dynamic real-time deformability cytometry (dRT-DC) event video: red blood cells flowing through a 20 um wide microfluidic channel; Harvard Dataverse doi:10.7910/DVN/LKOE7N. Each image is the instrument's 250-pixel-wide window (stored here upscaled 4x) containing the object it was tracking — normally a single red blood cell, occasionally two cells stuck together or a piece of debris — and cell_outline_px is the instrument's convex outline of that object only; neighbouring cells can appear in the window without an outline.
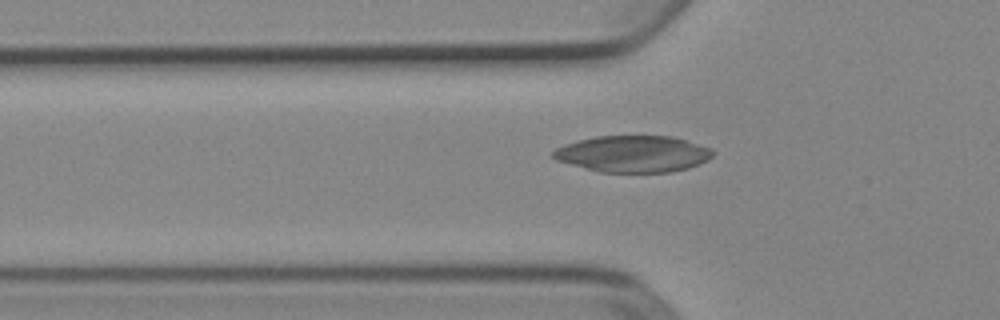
{"species": "Egyptian fruit bat (a non-hibernating species)", "species_latin": "Rousettus aegyptiacus", "temperature_condition": "cold", "stored_images_in_passage": 38, "camera_frame_rate_fps": 3000, "um_per_image_px": 0.085, "animal": {"sex": "female"}, "frame": {"image": 1, "passage_image": 4, "time_ms": 1.0, "image_size_px": [1000, 320], "cell_outline_px": [[716, 152], [708, 160], [700, 164], [688, 168], [672, 172], [600, 172], [556, 160], [552, 156], [552, 152], [556, 148], [564, 144], [596, 136], [672, 136], [712, 148]], "centroid_in_image_um": [53.85, 13.08], "position_along_channel_um": 72.0, "area_um2": 34.04}}
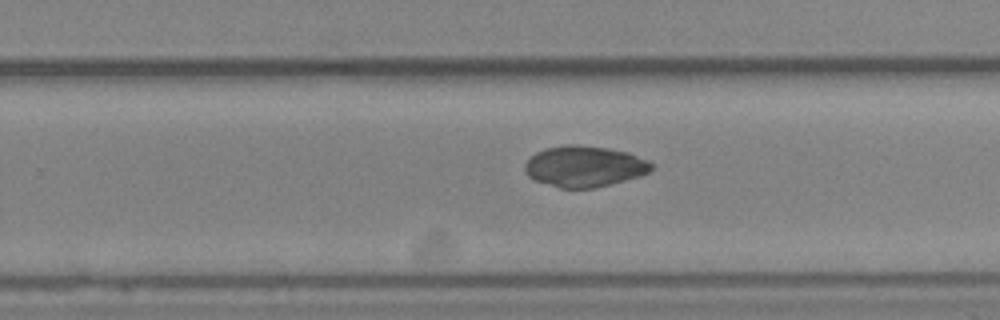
{"frame": {"image": 2, "passage_image": 20, "time_ms": 6.333, "image_size_px": [1000, 320], "cell_outline_px": [[656, 164], [648, 172], [640, 176], [592, 188], [560, 188], [532, 180], [524, 172], [524, 164], [536, 152], [544, 148], [564, 144], [572, 144], [608, 148], [628, 152], [648, 160]], "centroid_in_image_um": [49.65, 14.13], "position_along_channel_um": 280.2, "area_um2": 30.4}}
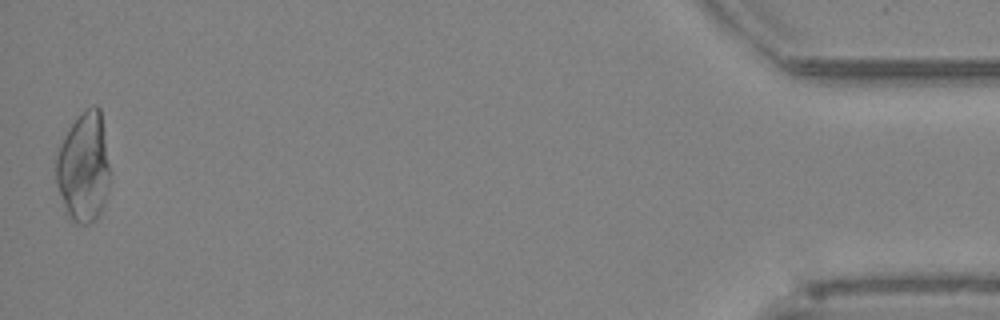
{"frame": {"image": 3, "passage_image": 38, "time_ms": 12.333, "image_size_px": [1000, 320], "cell_outline_px": [[108, 192], [104, 204], [96, 220], [88, 224], [72, 224], [64, 212], [56, 184], [56, 148], [72, 124], [88, 108], [96, 104], [100, 108], [108, 164]], "centroid_in_image_um": [7.06, 14.31], "position_along_channel_um": 428.1, "area_um2": 34.56}}